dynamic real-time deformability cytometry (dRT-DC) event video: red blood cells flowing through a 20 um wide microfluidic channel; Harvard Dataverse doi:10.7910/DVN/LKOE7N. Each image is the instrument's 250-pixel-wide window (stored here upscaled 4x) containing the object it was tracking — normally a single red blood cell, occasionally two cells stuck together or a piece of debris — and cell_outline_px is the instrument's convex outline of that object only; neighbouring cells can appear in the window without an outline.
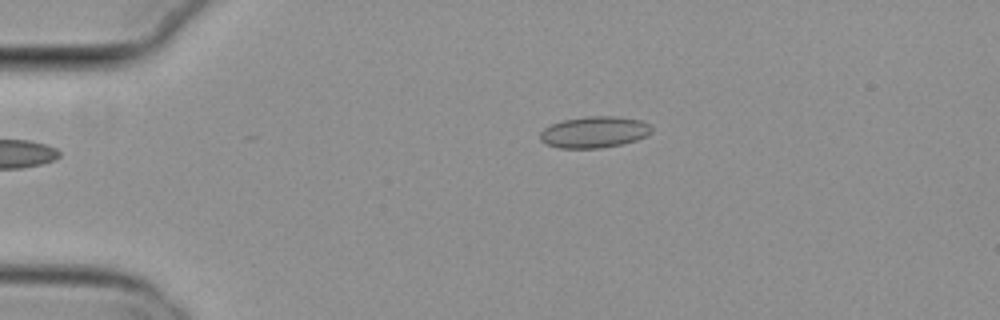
{"species": "common noctule bat (a hibernating species)", "species_latin": "Nyctalus noctula", "temperature_condition": "cold", "stored_images_in_passage": 44, "camera_frame_rate_fps": 3000, "um_per_image_px": 0.085, "animal": {"sex": "female", "body_mass_g": 29.2, "forearm_length_mm": 56.3}, "frame": {"image": 1, "passage_image": 1, "time_ms": 0.0, "image_size_px": [1000, 320], "cell_outline_px": [[652, 132], [636, 140], [620, 144], [600, 148], [560, 148], [548, 144], [540, 140], [540, 132], [544, 128], [552, 124], [564, 120], [584, 116], [612, 116], [640, 120], [648, 124], [652, 128]], "centroid_in_image_um": [50.5, 11.22], "position_along_channel_um": 34.5, "area_um2": 20.17}}
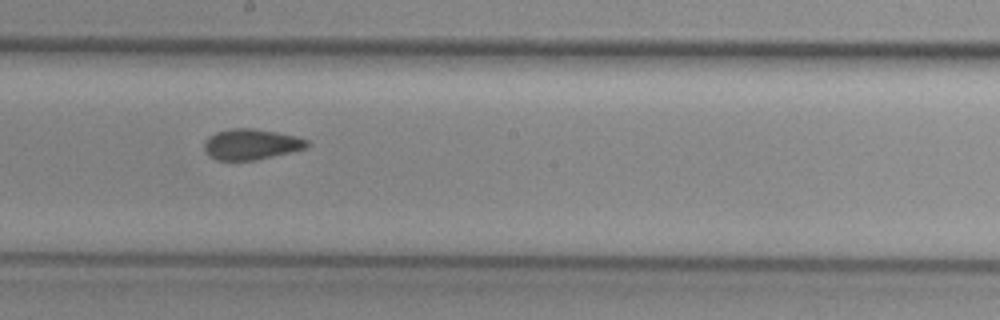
{"frame": {"image": 2, "passage_image": 20, "time_ms": 6.333, "image_size_px": [1000, 320], "cell_outline_px": [[308, 144], [304, 148], [272, 156], [252, 160], [216, 160], [208, 156], [204, 148], [204, 140], [208, 136], [216, 132], [232, 128], [252, 128], [276, 132], [296, 136], [308, 140]], "centroid_in_image_um": [21.28, 12.25], "position_along_channel_um": 226.9, "area_um2": 18.21}}
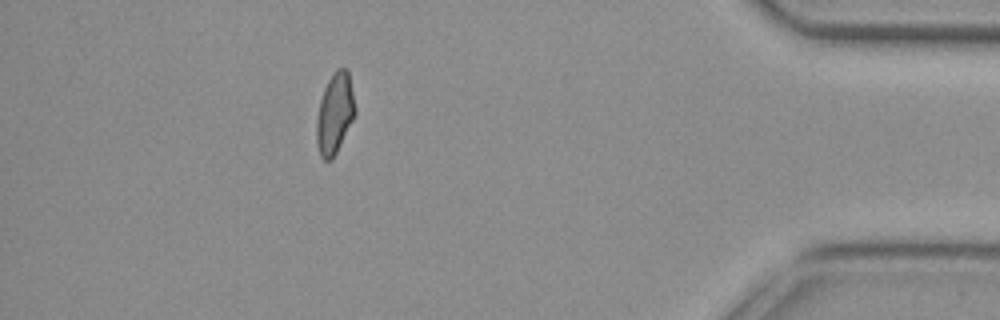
{"frame": {"image": 3, "passage_image": 38, "time_ms": 12.333, "image_size_px": [1000, 320], "cell_outline_px": [[356, 112], [332, 160], [324, 160], [320, 156], [316, 144], [316, 120], [320, 100], [324, 88], [328, 80], [336, 68], [348, 68], [356, 108]], "centroid_in_image_um": [28.44, 9.62], "position_along_channel_um": 406.8, "area_um2": 18.15}, "authors_computed_cell_mechanics": {"area_um2": 18.5538, "velocity_mm_per_s": 3.7981, "shape_relaxation_time_tau1_ms": null, "shape_relaxation_time_tau2_ms": 2.1114, "deformation_change_tau1": null, "deformation_change_tau2": 0.0536}}